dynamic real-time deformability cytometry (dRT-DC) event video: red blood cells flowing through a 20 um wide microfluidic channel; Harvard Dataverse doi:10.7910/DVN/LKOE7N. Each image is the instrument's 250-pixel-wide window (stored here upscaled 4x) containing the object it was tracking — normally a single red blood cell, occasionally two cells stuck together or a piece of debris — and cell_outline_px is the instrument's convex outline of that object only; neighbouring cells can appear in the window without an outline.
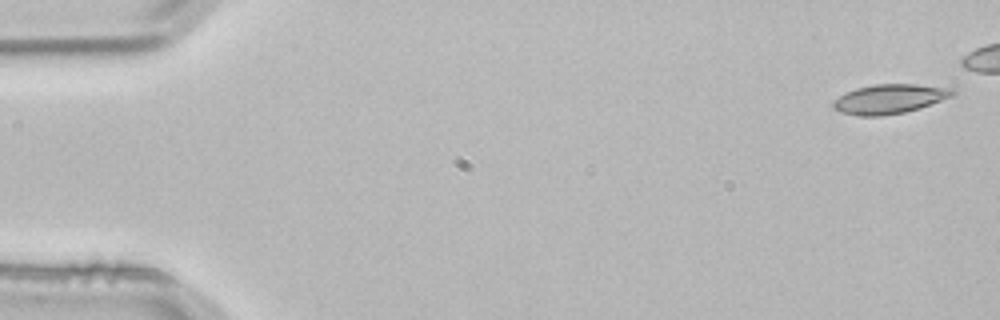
{"species": "common noctule bat (a hibernating species)", "species_latin": "Nyctalus noctula", "temperature_condition": "room temperature", "stored_images_in_passage": 4, "segment_of_instrument_passage": [2, 2], "camera_frame_rate_fps": 3000, "um_per_image_px": 0.085, "animal": {"sex": "male", "body_mass_g": 21.5, "forearm_length_mm": 52.0}, "frame": {"image": 1, "passage_image": 4, "time_ms": 1.0, "image_size_px": [1000, 320], "cell_outline_px": [[956, 92], [952, 96], [920, 108], [904, 112], [880, 116], [864, 116], [840, 112], [832, 108], [832, 100], [856, 88], [876, 84], [916, 84], [952, 88]], "centroid_in_image_um": [75.6, 8.41], "position_along_channel_um": 9.4, "area_um2": 20.35}}